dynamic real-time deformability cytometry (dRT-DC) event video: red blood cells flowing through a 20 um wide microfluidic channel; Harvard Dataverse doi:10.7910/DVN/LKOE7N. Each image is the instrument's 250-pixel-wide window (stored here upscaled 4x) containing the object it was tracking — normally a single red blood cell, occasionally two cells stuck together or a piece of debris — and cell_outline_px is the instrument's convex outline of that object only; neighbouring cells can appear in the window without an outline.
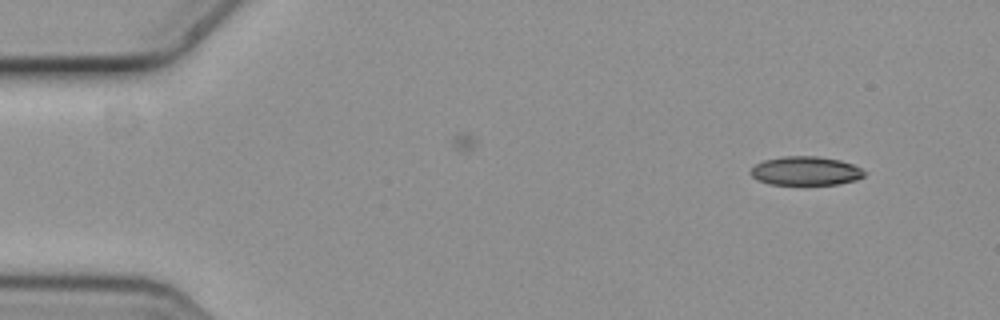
{"species": "common noctule bat (a hibernating species)", "species_latin": "Nyctalus noctula", "temperature_condition": "cold", "stored_images_in_passage": 5, "camera_frame_rate_fps": 3000, "um_per_image_px": 0.085, "animal": {"sex": "female", "body_mass_g": 19.3, "forearm_length_mm": 54.1}, "frame": {"image": 1, "passage_image": 1, "time_ms": 0.0, "image_size_px": [1000, 320], "cell_outline_px": [[868, 172], [864, 176], [856, 180], [836, 184], [768, 184], [756, 180], [748, 172], [756, 164], [764, 160], [784, 156], [816, 156], [840, 160], [852, 164]], "centroid_in_image_um": [68.47, 14.53], "position_along_channel_um": 16.5, "area_um2": 19.13}}
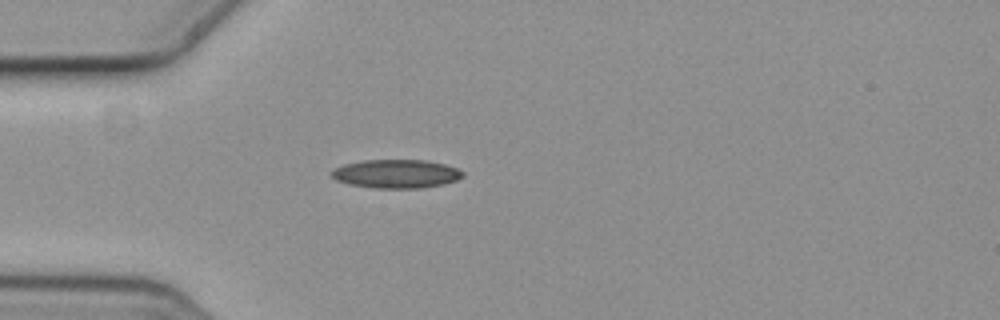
{"frame": {"image": 2, "passage_image": 4, "time_ms": 1.0, "image_size_px": [1000, 320], "cell_outline_px": [[464, 176], [456, 180], [444, 184], [420, 188], [376, 188], [352, 184], [336, 180], [332, 176], [332, 172], [336, 168], [344, 164], [364, 160], [428, 160], [444, 164], [456, 168], [464, 172]], "centroid_in_image_um": [33.72, 14.77], "position_along_channel_um": 51.3, "area_um2": 21.68}}